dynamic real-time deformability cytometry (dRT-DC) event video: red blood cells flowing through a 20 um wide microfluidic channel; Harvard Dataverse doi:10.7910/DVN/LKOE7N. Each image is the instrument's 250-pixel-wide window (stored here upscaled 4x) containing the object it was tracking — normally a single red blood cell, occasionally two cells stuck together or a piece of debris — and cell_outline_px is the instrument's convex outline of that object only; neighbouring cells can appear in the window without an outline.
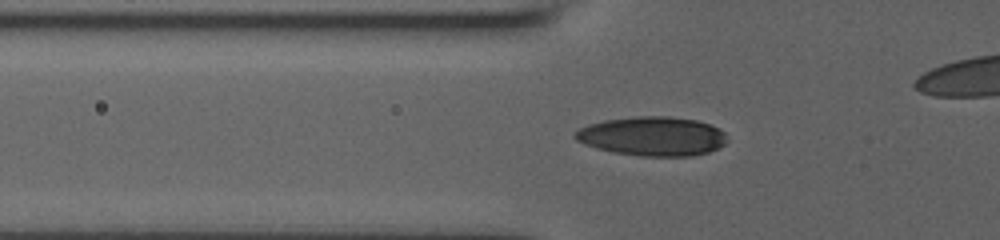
{"species": "human", "species_latin": "Homo sapiens", "temperature_condition": "room temperature", "stored_images_in_passage": 35, "camera_frame_rate_fps": 3000, "um_per_image_px": 0.085, "donor": {"sex": "male"}, "frame": {"image": 1, "passage_image": 6, "time_ms": 1.667, "image_size_px": [1000, 240], "cell_outline_px": [[724, 144], [708, 152], [692, 156], [640, 156], [612, 152], [596, 148], [584, 144], [576, 140], [572, 136], [580, 128], [588, 124], [604, 120], [636, 116], [668, 116], [696, 120], [720, 128], [724, 132]], "centroid_in_image_um": [55.41, 11.58], "position_along_channel_um": 70.4, "area_um2": 34.62}}
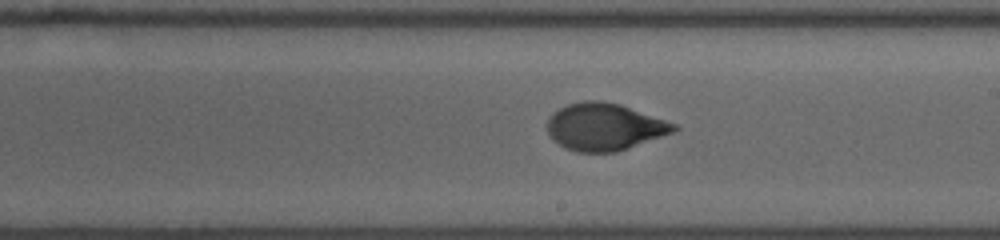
{"frame": {"image": 2, "passage_image": 19, "time_ms": 6.0, "image_size_px": [1000, 240], "cell_outline_px": [[680, 128], [672, 132], [616, 152], [576, 152], [564, 148], [552, 140], [548, 132], [548, 120], [552, 112], [568, 104], [584, 100], [600, 100], [620, 104], [676, 124]], "centroid_in_image_um": [51.33, 10.78], "position_along_channel_um": 237.7, "area_um2": 34.62}}
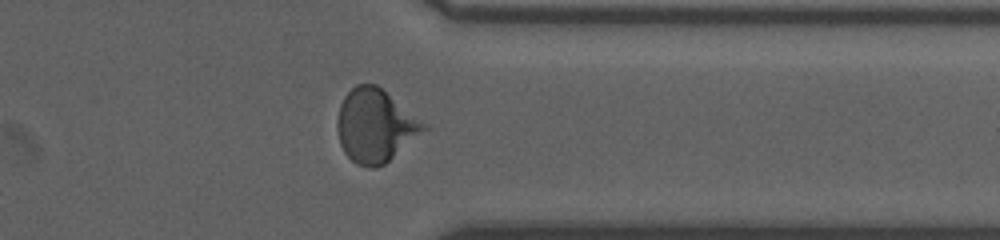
{"frame": {"image": 3, "passage_image": 30, "time_ms": 9.667, "image_size_px": [1000, 240], "cell_outline_px": [[432, 128], [384, 164], [376, 168], [368, 168], [356, 164], [344, 152], [340, 144], [336, 128], [336, 120], [340, 104], [344, 96], [356, 84], [376, 84]], "centroid_in_image_um": [31.92, 10.7], "position_along_channel_um": 379.5, "area_um2": 37.28}}